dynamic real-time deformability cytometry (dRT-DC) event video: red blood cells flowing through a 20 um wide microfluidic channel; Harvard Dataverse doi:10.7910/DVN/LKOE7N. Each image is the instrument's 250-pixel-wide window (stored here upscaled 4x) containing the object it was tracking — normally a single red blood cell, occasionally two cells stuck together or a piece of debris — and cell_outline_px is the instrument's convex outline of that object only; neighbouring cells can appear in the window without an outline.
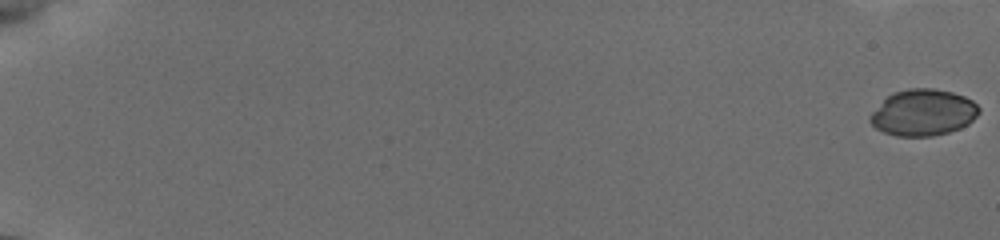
{"species": "common noctule bat (a hibernating species)", "species_latin": "Nyctalus noctula", "temperature_condition": "cold", "stored_images_in_passage": 13, "camera_frame_rate_fps": 3000, "um_per_image_px": 0.085, "animal": {"sex": "female", "body_mass_g": 19.5, "forearm_length_mm": 54.1}, "frame": {"image": 1, "passage_image": 1, "time_ms": 0.0, "image_size_px": [1000, 240], "cell_outline_px": [[980, 112], [968, 124], [960, 128], [948, 132], [932, 136], [896, 136], [884, 132], [876, 128], [868, 120], [868, 116], [892, 92], [908, 88], [932, 88], [952, 92], [964, 96], [972, 100], [980, 108]], "centroid_in_image_um": [78.46, 9.56], "position_along_channel_um": 6.5, "area_um2": 29.42}}